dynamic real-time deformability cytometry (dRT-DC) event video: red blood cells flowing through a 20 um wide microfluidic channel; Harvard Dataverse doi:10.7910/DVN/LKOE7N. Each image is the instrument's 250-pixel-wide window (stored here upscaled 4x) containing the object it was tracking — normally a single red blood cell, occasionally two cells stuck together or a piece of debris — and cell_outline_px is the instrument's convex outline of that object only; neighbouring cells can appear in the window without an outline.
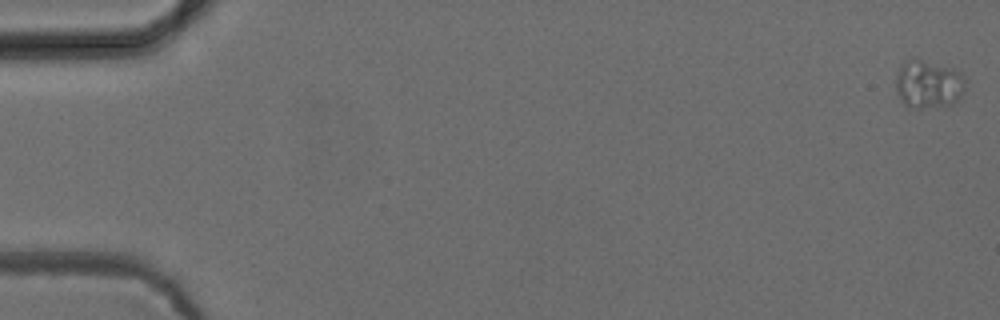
{"species": "common noctule bat (a hibernating species)", "species_latin": "Nyctalus noctula", "temperature_condition": "cold", "stored_images_in_passage": 54, "camera_frame_rate_fps": 3000, "um_per_image_px": 0.085, "animal": {"sex": "female", "body_mass_g": 24.6, "forearm_length_mm": 56.2}, "frame": {"image": 1, "passage_image": 1, "time_ms": 0.0, "image_size_px": [1000, 320], "cell_outline_px": [[968, 80], [964, 92], [952, 104], [920, 108], [912, 108], [904, 104], [896, 92], [896, 76], [900, 64], [904, 60], [920, 60], [952, 68], [960, 72]], "centroid_in_image_um": [78.92, 7.16], "position_along_channel_um": 6.1, "area_um2": 19.54}}
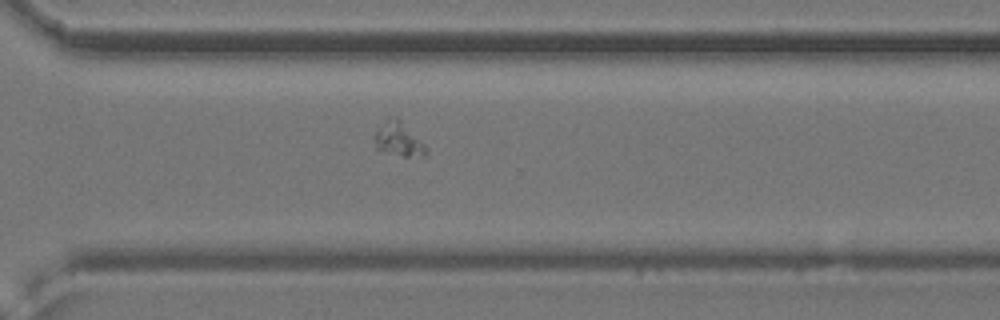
{"frame": {"image": 2, "passage_image": 39, "time_ms": 12.667, "image_size_px": [1000, 320], "cell_outline_px": [[428, 152], [424, 156], [404, 156], [380, 152], [376, 148], [372, 136], [388, 116], [396, 116], [428, 148]], "centroid_in_image_um": [33.83, 11.84], "position_along_channel_um": 336.8, "area_um2": 10.35}}
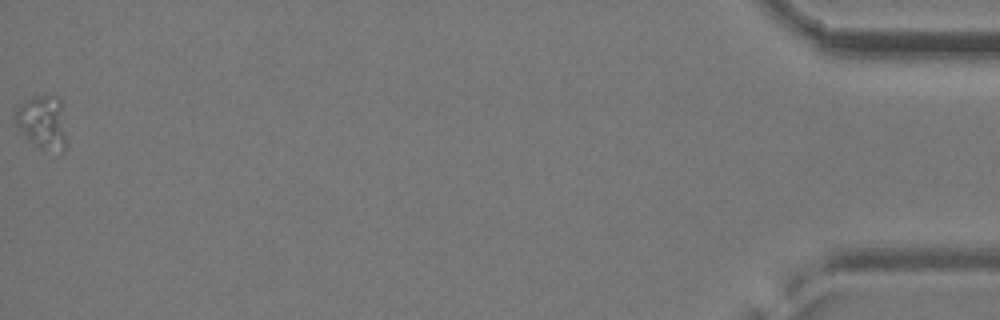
{"frame": {"image": 3, "passage_image": 54, "time_ms": 17.667, "image_size_px": [1000, 320], "cell_outline_px": [[68, 144], [64, 152], [60, 152], [40, 148], [28, 140], [12, 120], [12, 112], [24, 100], [32, 96], [52, 92], [60, 96], [64, 100], [68, 140]], "centroid_in_image_um": [3.68, 10.31], "position_along_channel_um": 431.5, "area_um2": 17.69}}